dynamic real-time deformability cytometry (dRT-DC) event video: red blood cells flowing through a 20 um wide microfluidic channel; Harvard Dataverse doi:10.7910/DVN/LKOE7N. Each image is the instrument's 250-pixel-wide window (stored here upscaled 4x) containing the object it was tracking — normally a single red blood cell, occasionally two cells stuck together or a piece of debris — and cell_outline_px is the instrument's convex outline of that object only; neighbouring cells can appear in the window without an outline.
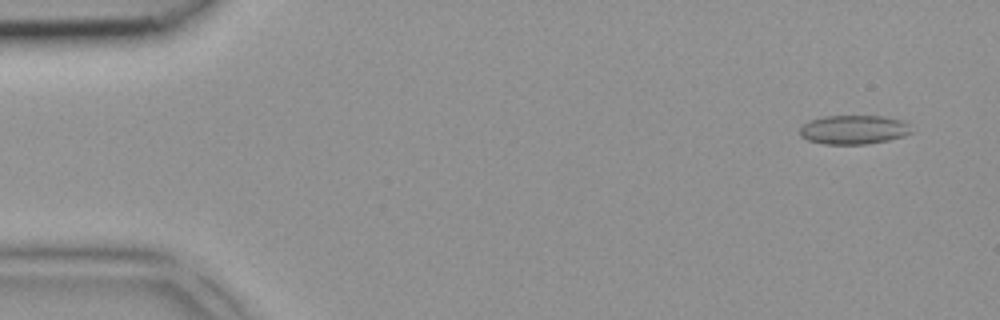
{"species": "common noctule bat (a hibernating species)", "species_latin": "Nyctalus noctula", "temperature_condition": "room temperature", "stored_images_in_passage": 2, "camera_frame_rate_fps": 3000, "um_per_image_px": 0.085, "animal": {"sex": "female", "body_mass_g": 18.4}, "frame": {"image": 1, "passage_image": 2, "time_ms": 0.333, "image_size_px": [1000, 320], "cell_outline_px": [[912, 132], [904, 136], [888, 140], [868, 144], [824, 144], [808, 140], [800, 136], [800, 128], [808, 120], [824, 116], [884, 116], [904, 120], [908, 124]], "centroid_in_image_um": [72.57, 11.02], "position_along_channel_um": 12.4, "area_um2": 19.02}}